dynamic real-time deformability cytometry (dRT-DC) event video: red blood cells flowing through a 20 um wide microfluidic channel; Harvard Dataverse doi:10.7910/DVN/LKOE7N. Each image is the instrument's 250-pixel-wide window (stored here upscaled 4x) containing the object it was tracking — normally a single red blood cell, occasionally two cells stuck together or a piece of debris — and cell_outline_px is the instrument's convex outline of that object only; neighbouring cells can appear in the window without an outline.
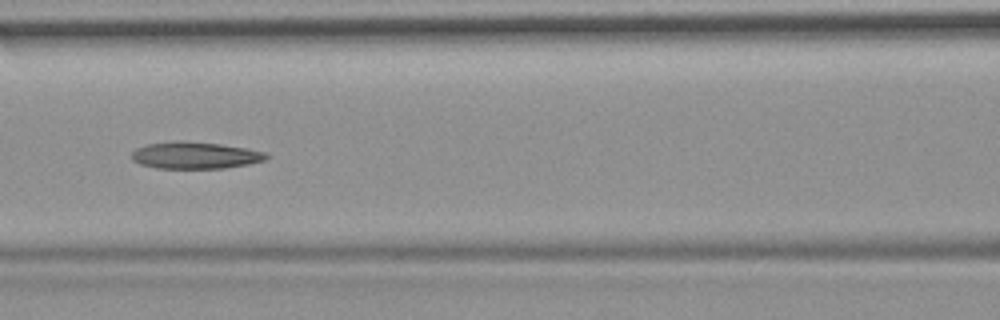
{"species": "common noctule bat (a hibernating species)", "species_latin": "Nyctalus noctula", "temperature_condition": "room temperature", "stored_images_in_passage": 13, "camera_frame_rate_fps": 3000, "um_per_image_px": 0.085, "animal": {"sex": "female", "body_mass_g": 19.9}, "frame": {"image": 1, "passage_image": 6, "time_ms": 6.667, "image_size_px": [1000, 320], "cell_outline_px": [[268, 156], [264, 160], [248, 164], [224, 168], [156, 168], [140, 164], [132, 160], [132, 152], [136, 148], [148, 144], [220, 144], [248, 148], [268, 152]], "centroid_in_image_um": [16.65, 13.25], "position_along_channel_um": 149.9, "area_um2": 20.06}, "authors_computed_cell_mechanics": {"area_um2": 21.097, "velocity_mm_per_s": 3.6896, "shape_relaxation_time_tau1_ms": null, "shape_relaxation_time_tau2_ms": 1.8736, "deformation_change_tau1": null, "deformation_change_tau2": 0.1063}}